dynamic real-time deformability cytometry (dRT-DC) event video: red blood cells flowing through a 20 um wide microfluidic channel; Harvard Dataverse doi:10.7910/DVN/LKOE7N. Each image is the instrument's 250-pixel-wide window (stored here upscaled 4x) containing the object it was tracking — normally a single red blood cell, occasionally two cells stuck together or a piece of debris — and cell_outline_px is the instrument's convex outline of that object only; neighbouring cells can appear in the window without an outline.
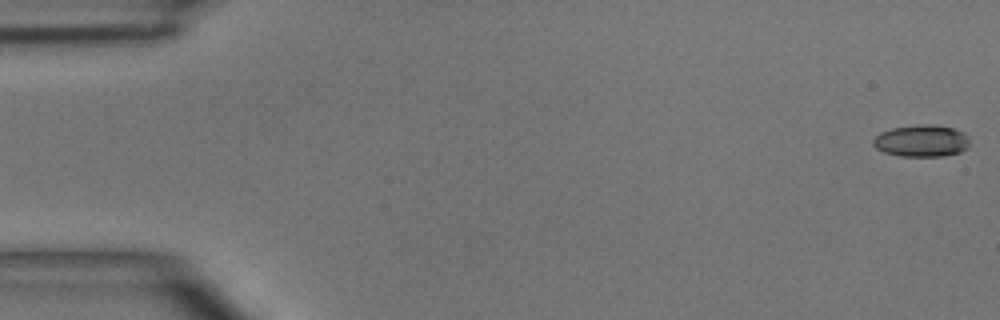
{"species": "common noctule bat (a hibernating species)", "species_latin": "Nyctalus noctula", "temperature_condition": "room temperature", "stored_images_in_passage": 4, "camera_frame_rate_fps": 3000, "um_per_image_px": 0.085, "animal": {"sex": "male", "body_mass_g": 15.6}, "frame": {"image": 1, "passage_image": 1, "time_ms": 0.0, "image_size_px": [1000, 320], "cell_outline_px": [[968, 148], [960, 152], [944, 156], [900, 156], [884, 152], [876, 148], [872, 144], [872, 140], [880, 132], [892, 128], [924, 124], [928, 124], [952, 128], [968, 136]], "centroid_in_image_um": [78.3, 11.98], "position_along_channel_um": 6.7, "area_um2": 17.8}}
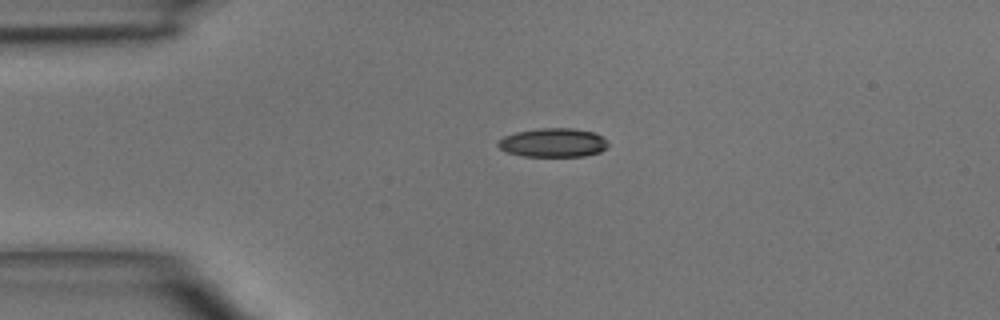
{"frame": {"image": 2, "passage_image": 4, "time_ms": 3.333, "image_size_px": [1000, 320], "cell_outline_px": [[608, 144], [600, 152], [584, 156], [524, 156], [508, 152], [500, 148], [496, 144], [504, 136], [516, 132], [540, 128], [572, 128], [592, 132], [600, 136]], "centroid_in_image_um": [46.99, 12.12], "position_along_channel_um": 38.0, "area_um2": 18.21}}